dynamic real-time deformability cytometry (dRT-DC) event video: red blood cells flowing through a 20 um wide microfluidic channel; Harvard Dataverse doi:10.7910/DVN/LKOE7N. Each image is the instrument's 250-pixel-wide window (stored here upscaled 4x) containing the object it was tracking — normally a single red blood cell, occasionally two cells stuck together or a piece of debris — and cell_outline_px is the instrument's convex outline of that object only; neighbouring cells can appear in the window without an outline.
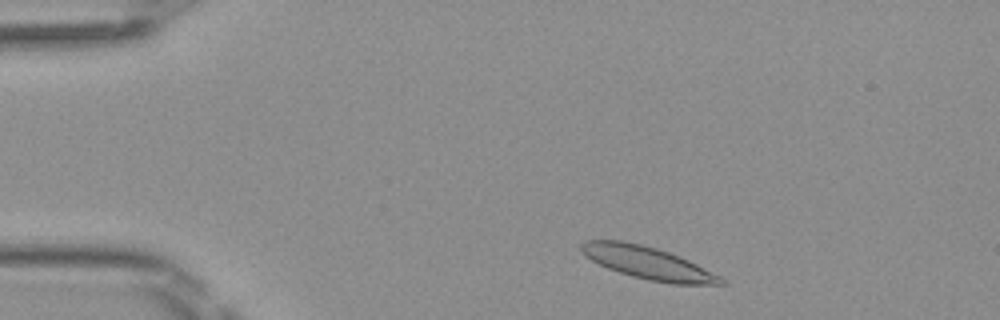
{"species": "Egyptian fruit bat (a non-hibernating species)", "species_latin": "Rousettus aegyptiacus", "temperature_condition": "room temperature", "stored_images_in_passage": 44, "camera_frame_rate_fps": 3000, "um_per_image_px": 0.085, "frame": {"image": 1, "passage_image": 3, "time_ms": 0.667, "image_size_px": [1000, 320], "cell_outline_px": [[728, 284], [672, 284], [648, 280], [632, 276], [608, 268], [592, 260], [580, 252], [580, 244], [584, 240], [624, 240], [656, 248], [680, 256], [728, 280]], "centroid_in_image_um": [55.06, 22.34], "position_along_channel_um": 29.9, "area_um2": 26.41}}
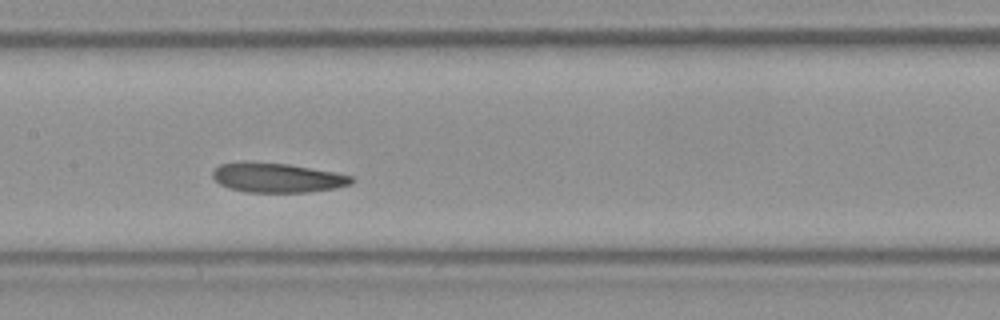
{"frame": {"image": 2, "passage_image": 19, "time_ms": 6.0, "image_size_px": [1000, 320], "cell_outline_px": [[356, 180], [352, 184], [332, 188], [308, 192], [244, 192], [228, 188], [220, 184], [212, 176], [212, 168], [220, 164], [240, 160], [248, 160], [288, 164], [332, 172], [352, 176]], "centroid_in_image_um": [23.47, 15.08], "position_along_channel_um": 183.9, "area_um2": 24.22}}
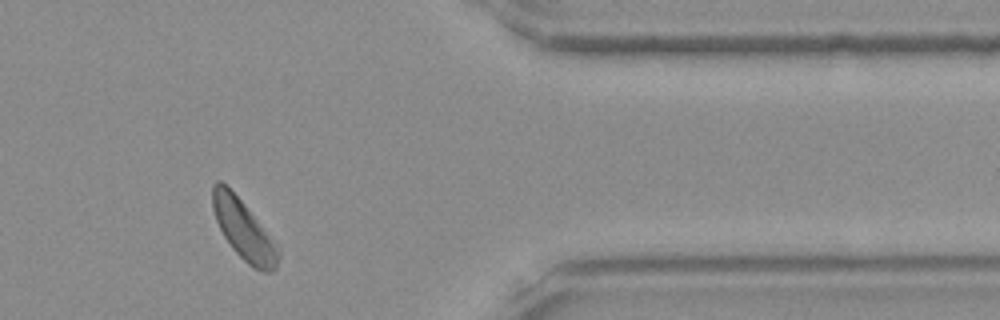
{"frame": {"image": 3, "passage_image": 36, "time_ms": 11.667, "image_size_px": [1000, 320], "cell_outline_px": [[280, 260], [276, 268], [272, 272], [260, 272], [252, 268], [232, 248], [224, 236], [216, 220], [212, 208], [212, 184], [216, 180], [220, 180], [244, 204], [280, 244]], "centroid_in_image_um": [20.78, 19.59], "position_along_channel_um": 390.6, "area_um2": 23.24}, "authors_computed_cell_mechanics": {"area_um2": 24.0737, "velocity_mm_per_s": 4.0291, "shape_relaxation_time_tau1_ms": 4.2307, "shape_relaxation_time_tau2_ms": 8.3578, "deformation_change_tau1": 0.1001, "deformation_change_tau2": 0.0994}}